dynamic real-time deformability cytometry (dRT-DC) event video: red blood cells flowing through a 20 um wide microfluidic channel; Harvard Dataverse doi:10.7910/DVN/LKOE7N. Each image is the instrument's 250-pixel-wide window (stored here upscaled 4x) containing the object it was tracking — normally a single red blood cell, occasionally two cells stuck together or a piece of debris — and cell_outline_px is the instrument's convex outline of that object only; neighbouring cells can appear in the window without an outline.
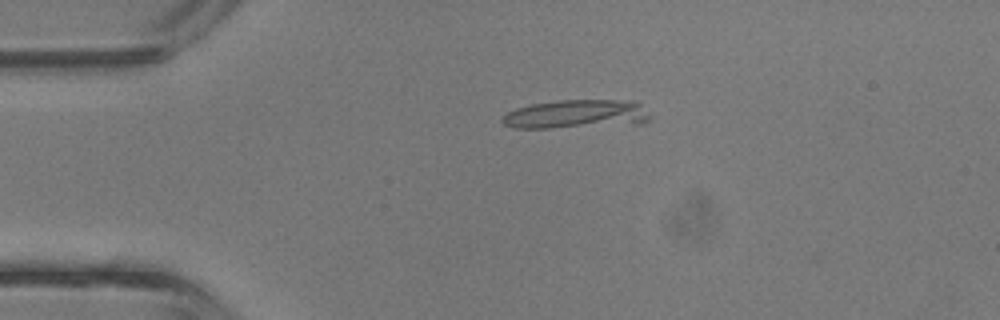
{"species": "common noctule bat (a hibernating species)", "species_latin": "Nyctalus noctula", "temperature_condition": "room temperature", "stored_images_in_passage": 3, "camera_frame_rate_fps": 3000, "um_per_image_px": 0.085, "animal": {"sex": "male", "body_mass_g": 13.3}, "frame": {"image": 1, "passage_image": 2, "time_ms": 0.333, "image_size_px": [1000, 320], "cell_outline_px": [[652, 120], [644, 124], [552, 128], [512, 128], [504, 124], [500, 120], [508, 112], [516, 108], [532, 104], [560, 100], [632, 100], [640, 104], [652, 116]], "centroid_in_image_um": [49.07, 9.72], "position_along_channel_um": 35.9, "area_um2": 25.2}}